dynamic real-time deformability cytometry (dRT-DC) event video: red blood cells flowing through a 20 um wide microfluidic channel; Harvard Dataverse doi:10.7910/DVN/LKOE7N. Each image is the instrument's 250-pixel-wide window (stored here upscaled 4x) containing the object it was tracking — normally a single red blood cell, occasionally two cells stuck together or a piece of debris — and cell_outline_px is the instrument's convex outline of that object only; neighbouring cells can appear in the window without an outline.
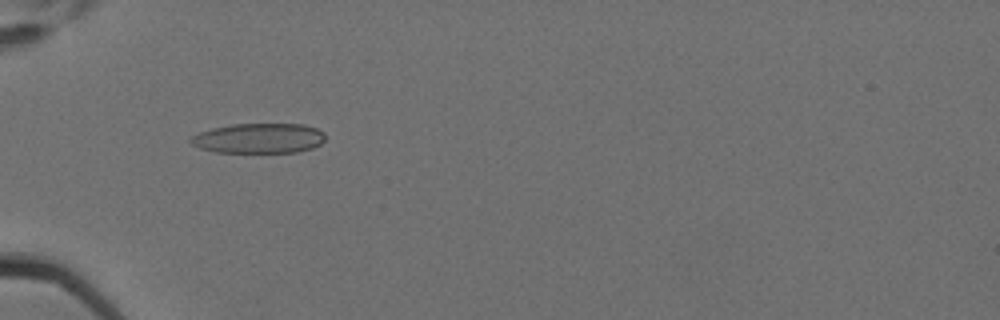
{"species": "Egyptian fruit bat (a non-hibernating species)", "species_latin": "Rousettus aegyptiacus", "temperature_condition": "cold", "stored_images_in_passage": 2, "camera_frame_rate_fps": 3000, "um_per_image_px": 0.085, "animal": {"sex": "female"}, "frame": {"image": 1, "passage_image": 1, "time_ms": 0.0, "image_size_px": [1000, 320], "cell_outline_px": [[324, 140], [320, 144], [312, 148], [296, 152], [216, 152], [200, 148], [192, 144], [188, 140], [192, 136], [200, 132], [212, 128], [232, 124], [304, 124], [316, 128], [324, 132]], "centroid_in_image_um": [22.0, 11.75], "position_along_channel_um": 63.0, "area_um2": 23.47}}